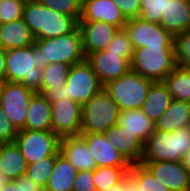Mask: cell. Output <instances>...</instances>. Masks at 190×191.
<instances>
[{"label": "cell", "instance_id": "6", "mask_svg": "<svg viewBox=\"0 0 190 191\" xmlns=\"http://www.w3.org/2000/svg\"><path fill=\"white\" fill-rule=\"evenodd\" d=\"M119 113L116 102L102 89L82 105L80 134L105 133L117 124Z\"/></svg>", "mask_w": 190, "mask_h": 191}, {"label": "cell", "instance_id": "2", "mask_svg": "<svg viewBox=\"0 0 190 191\" xmlns=\"http://www.w3.org/2000/svg\"><path fill=\"white\" fill-rule=\"evenodd\" d=\"M190 149V126L174 132H154L143 143L140 162L181 161Z\"/></svg>", "mask_w": 190, "mask_h": 191}, {"label": "cell", "instance_id": "14", "mask_svg": "<svg viewBox=\"0 0 190 191\" xmlns=\"http://www.w3.org/2000/svg\"><path fill=\"white\" fill-rule=\"evenodd\" d=\"M79 29L83 52L87 57L93 52L105 50L119 27L101 21H79Z\"/></svg>", "mask_w": 190, "mask_h": 191}, {"label": "cell", "instance_id": "36", "mask_svg": "<svg viewBox=\"0 0 190 191\" xmlns=\"http://www.w3.org/2000/svg\"><path fill=\"white\" fill-rule=\"evenodd\" d=\"M44 6L57 12L80 20L82 14V3L80 0H37Z\"/></svg>", "mask_w": 190, "mask_h": 191}, {"label": "cell", "instance_id": "13", "mask_svg": "<svg viewBox=\"0 0 190 191\" xmlns=\"http://www.w3.org/2000/svg\"><path fill=\"white\" fill-rule=\"evenodd\" d=\"M86 61L91 65L103 86L131 70V61L129 59L120 57V54L108 53L106 50L89 54Z\"/></svg>", "mask_w": 190, "mask_h": 191}, {"label": "cell", "instance_id": "31", "mask_svg": "<svg viewBox=\"0 0 190 191\" xmlns=\"http://www.w3.org/2000/svg\"><path fill=\"white\" fill-rule=\"evenodd\" d=\"M70 68V65L64 63H50L42 68L40 89H58L64 86Z\"/></svg>", "mask_w": 190, "mask_h": 191}, {"label": "cell", "instance_id": "30", "mask_svg": "<svg viewBox=\"0 0 190 191\" xmlns=\"http://www.w3.org/2000/svg\"><path fill=\"white\" fill-rule=\"evenodd\" d=\"M130 170V167H97L93 171V182L97 191H105L119 183Z\"/></svg>", "mask_w": 190, "mask_h": 191}, {"label": "cell", "instance_id": "41", "mask_svg": "<svg viewBox=\"0 0 190 191\" xmlns=\"http://www.w3.org/2000/svg\"><path fill=\"white\" fill-rule=\"evenodd\" d=\"M120 9L125 18L132 19L139 17L141 5L140 0H112Z\"/></svg>", "mask_w": 190, "mask_h": 191}, {"label": "cell", "instance_id": "18", "mask_svg": "<svg viewBox=\"0 0 190 191\" xmlns=\"http://www.w3.org/2000/svg\"><path fill=\"white\" fill-rule=\"evenodd\" d=\"M60 153L78 171H94L97 168L86 141L80 135L61 137Z\"/></svg>", "mask_w": 190, "mask_h": 191}, {"label": "cell", "instance_id": "39", "mask_svg": "<svg viewBox=\"0 0 190 191\" xmlns=\"http://www.w3.org/2000/svg\"><path fill=\"white\" fill-rule=\"evenodd\" d=\"M17 130L8 120L0 107V144L13 143L16 139Z\"/></svg>", "mask_w": 190, "mask_h": 191}, {"label": "cell", "instance_id": "42", "mask_svg": "<svg viewBox=\"0 0 190 191\" xmlns=\"http://www.w3.org/2000/svg\"><path fill=\"white\" fill-rule=\"evenodd\" d=\"M40 94H43L51 105L57 103L64 98H67L66 86H61L58 89H40Z\"/></svg>", "mask_w": 190, "mask_h": 191}, {"label": "cell", "instance_id": "43", "mask_svg": "<svg viewBox=\"0 0 190 191\" xmlns=\"http://www.w3.org/2000/svg\"><path fill=\"white\" fill-rule=\"evenodd\" d=\"M105 191H139L135 183L128 177V174L117 184Z\"/></svg>", "mask_w": 190, "mask_h": 191}, {"label": "cell", "instance_id": "7", "mask_svg": "<svg viewBox=\"0 0 190 191\" xmlns=\"http://www.w3.org/2000/svg\"><path fill=\"white\" fill-rule=\"evenodd\" d=\"M153 81L130 70L108 82L104 90L112 97L120 111L141 109Z\"/></svg>", "mask_w": 190, "mask_h": 191}, {"label": "cell", "instance_id": "27", "mask_svg": "<svg viewBox=\"0 0 190 191\" xmlns=\"http://www.w3.org/2000/svg\"><path fill=\"white\" fill-rule=\"evenodd\" d=\"M117 124L136 135L142 143L154 132V122L141 109L120 111Z\"/></svg>", "mask_w": 190, "mask_h": 191}, {"label": "cell", "instance_id": "10", "mask_svg": "<svg viewBox=\"0 0 190 191\" xmlns=\"http://www.w3.org/2000/svg\"><path fill=\"white\" fill-rule=\"evenodd\" d=\"M37 92L18 82H6L0 107L17 131L25 129L27 108Z\"/></svg>", "mask_w": 190, "mask_h": 191}, {"label": "cell", "instance_id": "33", "mask_svg": "<svg viewBox=\"0 0 190 191\" xmlns=\"http://www.w3.org/2000/svg\"><path fill=\"white\" fill-rule=\"evenodd\" d=\"M141 10L139 17L144 21L160 24L163 14L166 13L168 0H140Z\"/></svg>", "mask_w": 190, "mask_h": 191}, {"label": "cell", "instance_id": "20", "mask_svg": "<svg viewBox=\"0 0 190 191\" xmlns=\"http://www.w3.org/2000/svg\"><path fill=\"white\" fill-rule=\"evenodd\" d=\"M160 25L173 37L190 30V1L168 0Z\"/></svg>", "mask_w": 190, "mask_h": 191}, {"label": "cell", "instance_id": "1", "mask_svg": "<svg viewBox=\"0 0 190 191\" xmlns=\"http://www.w3.org/2000/svg\"><path fill=\"white\" fill-rule=\"evenodd\" d=\"M23 20L29 26L35 40L67 35L79 28L77 18L51 10L37 0H26Z\"/></svg>", "mask_w": 190, "mask_h": 191}, {"label": "cell", "instance_id": "5", "mask_svg": "<svg viewBox=\"0 0 190 191\" xmlns=\"http://www.w3.org/2000/svg\"><path fill=\"white\" fill-rule=\"evenodd\" d=\"M175 67L174 47L148 46L134 49L131 70L153 82L163 81Z\"/></svg>", "mask_w": 190, "mask_h": 191}, {"label": "cell", "instance_id": "3", "mask_svg": "<svg viewBox=\"0 0 190 191\" xmlns=\"http://www.w3.org/2000/svg\"><path fill=\"white\" fill-rule=\"evenodd\" d=\"M38 67L44 68L50 63L75 65L86 60L82 47L80 29L67 35L54 38L37 39Z\"/></svg>", "mask_w": 190, "mask_h": 191}, {"label": "cell", "instance_id": "34", "mask_svg": "<svg viewBox=\"0 0 190 191\" xmlns=\"http://www.w3.org/2000/svg\"><path fill=\"white\" fill-rule=\"evenodd\" d=\"M108 53L120 54V57L132 60L134 48L124 28H119L105 49Z\"/></svg>", "mask_w": 190, "mask_h": 191}, {"label": "cell", "instance_id": "4", "mask_svg": "<svg viewBox=\"0 0 190 191\" xmlns=\"http://www.w3.org/2000/svg\"><path fill=\"white\" fill-rule=\"evenodd\" d=\"M37 46L6 50V82H18L40 92L42 68L38 67Z\"/></svg>", "mask_w": 190, "mask_h": 191}, {"label": "cell", "instance_id": "19", "mask_svg": "<svg viewBox=\"0 0 190 191\" xmlns=\"http://www.w3.org/2000/svg\"><path fill=\"white\" fill-rule=\"evenodd\" d=\"M104 134L110 144L118 149L130 164L140 163L143 143L136 135L118 124L111 126Z\"/></svg>", "mask_w": 190, "mask_h": 191}, {"label": "cell", "instance_id": "32", "mask_svg": "<svg viewBox=\"0 0 190 191\" xmlns=\"http://www.w3.org/2000/svg\"><path fill=\"white\" fill-rule=\"evenodd\" d=\"M57 155L46 157L33 164H27L26 175L35 183L45 189L49 176L53 170Z\"/></svg>", "mask_w": 190, "mask_h": 191}, {"label": "cell", "instance_id": "46", "mask_svg": "<svg viewBox=\"0 0 190 191\" xmlns=\"http://www.w3.org/2000/svg\"><path fill=\"white\" fill-rule=\"evenodd\" d=\"M9 181L7 177L4 176V174L0 171V190L2 187Z\"/></svg>", "mask_w": 190, "mask_h": 191}, {"label": "cell", "instance_id": "44", "mask_svg": "<svg viewBox=\"0 0 190 191\" xmlns=\"http://www.w3.org/2000/svg\"><path fill=\"white\" fill-rule=\"evenodd\" d=\"M0 81H6V50L0 47Z\"/></svg>", "mask_w": 190, "mask_h": 191}, {"label": "cell", "instance_id": "12", "mask_svg": "<svg viewBox=\"0 0 190 191\" xmlns=\"http://www.w3.org/2000/svg\"><path fill=\"white\" fill-rule=\"evenodd\" d=\"M81 109L82 106L70 98L51 105L52 131L60 138L80 135Z\"/></svg>", "mask_w": 190, "mask_h": 191}, {"label": "cell", "instance_id": "25", "mask_svg": "<svg viewBox=\"0 0 190 191\" xmlns=\"http://www.w3.org/2000/svg\"><path fill=\"white\" fill-rule=\"evenodd\" d=\"M78 170L60 152L44 191H72Z\"/></svg>", "mask_w": 190, "mask_h": 191}, {"label": "cell", "instance_id": "11", "mask_svg": "<svg viewBox=\"0 0 190 191\" xmlns=\"http://www.w3.org/2000/svg\"><path fill=\"white\" fill-rule=\"evenodd\" d=\"M124 29L134 49L148 46L174 47V37L160 24L136 17L128 19Z\"/></svg>", "mask_w": 190, "mask_h": 191}, {"label": "cell", "instance_id": "8", "mask_svg": "<svg viewBox=\"0 0 190 191\" xmlns=\"http://www.w3.org/2000/svg\"><path fill=\"white\" fill-rule=\"evenodd\" d=\"M14 142L27 164H33L60 152V137L53 131L19 130Z\"/></svg>", "mask_w": 190, "mask_h": 191}, {"label": "cell", "instance_id": "28", "mask_svg": "<svg viewBox=\"0 0 190 191\" xmlns=\"http://www.w3.org/2000/svg\"><path fill=\"white\" fill-rule=\"evenodd\" d=\"M163 83L173 99L190 103V69L176 66Z\"/></svg>", "mask_w": 190, "mask_h": 191}, {"label": "cell", "instance_id": "38", "mask_svg": "<svg viewBox=\"0 0 190 191\" xmlns=\"http://www.w3.org/2000/svg\"><path fill=\"white\" fill-rule=\"evenodd\" d=\"M0 191H44V189L24 174L16 180H9Z\"/></svg>", "mask_w": 190, "mask_h": 191}, {"label": "cell", "instance_id": "22", "mask_svg": "<svg viewBox=\"0 0 190 191\" xmlns=\"http://www.w3.org/2000/svg\"><path fill=\"white\" fill-rule=\"evenodd\" d=\"M34 43L35 38L23 18L1 25L0 47L4 50L24 48Z\"/></svg>", "mask_w": 190, "mask_h": 191}, {"label": "cell", "instance_id": "17", "mask_svg": "<svg viewBox=\"0 0 190 191\" xmlns=\"http://www.w3.org/2000/svg\"><path fill=\"white\" fill-rule=\"evenodd\" d=\"M79 21H101L124 28L127 19L112 0H88L82 4Z\"/></svg>", "mask_w": 190, "mask_h": 191}, {"label": "cell", "instance_id": "16", "mask_svg": "<svg viewBox=\"0 0 190 191\" xmlns=\"http://www.w3.org/2000/svg\"><path fill=\"white\" fill-rule=\"evenodd\" d=\"M140 164L166 185L169 191H186L190 173L182 161L140 162Z\"/></svg>", "mask_w": 190, "mask_h": 191}, {"label": "cell", "instance_id": "21", "mask_svg": "<svg viewBox=\"0 0 190 191\" xmlns=\"http://www.w3.org/2000/svg\"><path fill=\"white\" fill-rule=\"evenodd\" d=\"M187 126H190V103L176 99L154 122V130L160 132H174Z\"/></svg>", "mask_w": 190, "mask_h": 191}, {"label": "cell", "instance_id": "9", "mask_svg": "<svg viewBox=\"0 0 190 191\" xmlns=\"http://www.w3.org/2000/svg\"><path fill=\"white\" fill-rule=\"evenodd\" d=\"M65 86L67 98L81 106L104 88L86 60L71 66Z\"/></svg>", "mask_w": 190, "mask_h": 191}, {"label": "cell", "instance_id": "15", "mask_svg": "<svg viewBox=\"0 0 190 191\" xmlns=\"http://www.w3.org/2000/svg\"><path fill=\"white\" fill-rule=\"evenodd\" d=\"M80 136L86 141L97 167H131L119 150L110 144L104 133Z\"/></svg>", "mask_w": 190, "mask_h": 191}, {"label": "cell", "instance_id": "24", "mask_svg": "<svg viewBox=\"0 0 190 191\" xmlns=\"http://www.w3.org/2000/svg\"><path fill=\"white\" fill-rule=\"evenodd\" d=\"M27 162L19 147L13 143L0 144V171L9 180L26 174Z\"/></svg>", "mask_w": 190, "mask_h": 191}, {"label": "cell", "instance_id": "37", "mask_svg": "<svg viewBox=\"0 0 190 191\" xmlns=\"http://www.w3.org/2000/svg\"><path fill=\"white\" fill-rule=\"evenodd\" d=\"M26 0H3L0 3L1 23L12 22L23 18V9Z\"/></svg>", "mask_w": 190, "mask_h": 191}, {"label": "cell", "instance_id": "48", "mask_svg": "<svg viewBox=\"0 0 190 191\" xmlns=\"http://www.w3.org/2000/svg\"><path fill=\"white\" fill-rule=\"evenodd\" d=\"M186 191H190V174H189V178H188V184H187Z\"/></svg>", "mask_w": 190, "mask_h": 191}, {"label": "cell", "instance_id": "47", "mask_svg": "<svg viewBox=\"0 0 190 191\" xmlns=\"http://www.w3.org/2000/svg\"><path fill=\"white\" fill-rule=\"evenodd\" d=\"M4 83H5V82L0 81V104H1V99H2V95H3Z\"/></svg>", "mask_w": 190, "mask_h": 191}, {"label": "cell", "instance_id": "29", "mask_svg": "<svg viewBox=\"0 0 190 191\" xmlns=\"http://www.w3.org/2000/svg\"><path fill=\"white\" fill-rule=\"evenodd\" d=\"M128 177L139 191H169L143 164H131Z\"/></svg>", "mask_w": 190, "mask_h": 191}, {"label": "cell", "instance_id": "45", "mask_svg": "<svg viewBox=\"0 0 190 191\" xmlns=\"http://www.w3.org/2000/svg\"><path fill=\"white\" fill-rule=\"evenodd\" d=\"M181 161H182L183 165L185 166V168L190 173V149L185 153V155Z\"/></svg>", "mask_w": 190, "mask_h": 191}, {"label": "cell", "instance_id": "26", "mask_svg": "<svg viewBox=\"0 0 190 191\" xmlns=\"http://www.w3.org/2000/svg\"><path fill=\"white\" fill-rule=\"evenodd\" d=\"M172 100L173 97L163 81L152 82L141 110L155 122L166 111Z\"/></svg>", "mask_w": 190, "mask_h": 191}, {"label": "cell", "instance_id": "23", "mask_svg": "<svg viewBox=\"0 0 190 191\" xmlns=\"http://www.w3.org/2000/svg\"><path fill=\"white\" fill-rule=\"evenodd\" d=\"M25 129L52 131L51 103L40 93H36L27 108Z\"/></svg>", "mask_w": 190, "mask_h": 191}, {"label": "cell", "instance_id": "40", "mask_svg": "<svg viewBox=\"0 0 190 191\" xmlns=\"http://www.w3.org/2000/svg\"><path fill=\"white\" fill-rule=\"evenodd\" d=\"M93 171H78L74 180L72 191H97L93 182Z\"/></svg>", "mask_w": 190, "mask_h": 191}, {"label": "cell", "instance_id": "49", "mask_svg": "<svg viewBox=\"0 0 190 191\" xmlns=\"http://www.w3.org/2000/svg\"><path fill=\"white\" fill-rule=\"evenodd\" d=\"M86 1H88V0H80V2H81L82 4H84Z\"/></svg>", "mask_w": 190, "mask_h": 191}, {"label": "cell", "instance_id": "35", "mask_svg": "<svg viewBox=\"0 0 190 191\" xmlns=\"http://www.w3.org/2000/svg\"><path fill=\"white\" fill-rule=\"evenodd\" d=\"M176 66L190 69V30L174 36Z\"/></svg>", "mask_w": 190, "mask_h": 191}]
</instances>
